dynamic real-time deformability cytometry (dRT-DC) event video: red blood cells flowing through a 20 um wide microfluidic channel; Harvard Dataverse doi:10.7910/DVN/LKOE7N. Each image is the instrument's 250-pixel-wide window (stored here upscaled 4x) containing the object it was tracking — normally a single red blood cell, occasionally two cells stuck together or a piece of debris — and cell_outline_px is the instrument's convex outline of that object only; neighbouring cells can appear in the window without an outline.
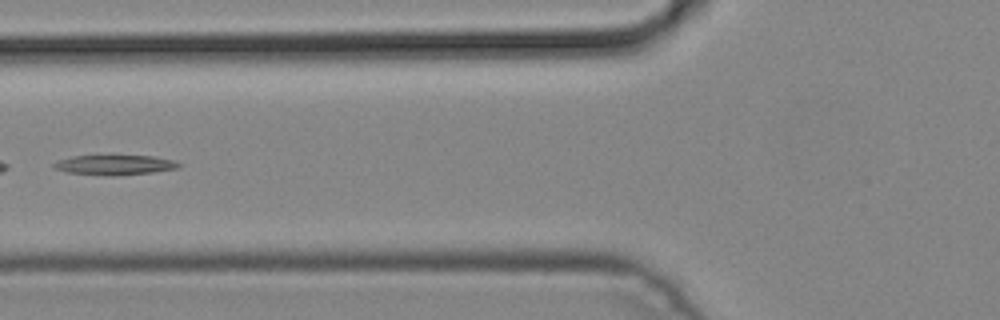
{"species": "common noctule bat (a hibernating species)", "species_latin": "Nyctalus noctula", "temperature_condition": "cold", "stored_images_in_passage": 3, "camera_frame_rate_fps": 3000, "um_per_image_px": 0.085, "animal": {"sex": "male", "body_mass_g": 19.2, "forearm_length_mm": 51.8}, "frame": {"image": 1, "passage_image": 3, "time_ms": 0.667, "image_size_px": [1000, 320], "cell_outline_px": [[180, 168], [152, 172], [116, 176], [108, 176], [68, 172], [52, 168], [52, 164], [56, 160], [72, 156], [112, 152], [156, 156], [172, 160], [180, 164]], "centroid_in_image_um": [9.71, 13.95], "position_along_channel_um": 116.1, "area_um2": 15.72}}